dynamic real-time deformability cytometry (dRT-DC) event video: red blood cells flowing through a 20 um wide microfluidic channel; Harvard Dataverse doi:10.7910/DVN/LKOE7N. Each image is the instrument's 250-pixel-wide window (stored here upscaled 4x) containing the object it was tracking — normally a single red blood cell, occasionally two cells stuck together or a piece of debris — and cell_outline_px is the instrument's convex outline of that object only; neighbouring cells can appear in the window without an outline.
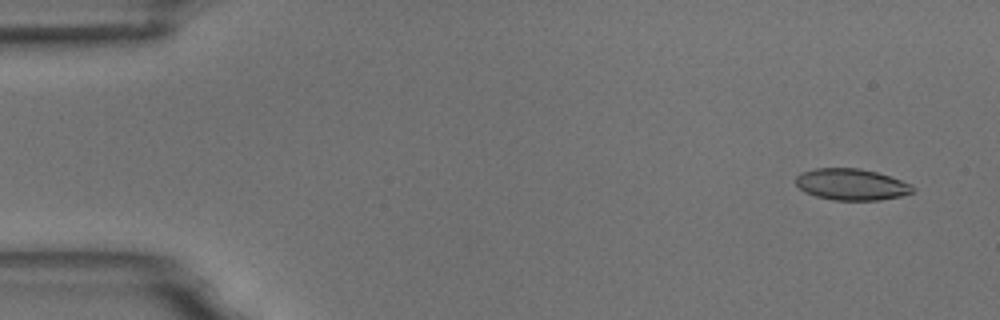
{"species": "common noctule bat (a hibernating species)", "species_latin": "Nyctalus noctula", "temperature_condition": "room temperature", "stored_images_in_passage": 6, "segment_of_instrument_passage": [1, 2], "camera_frame_rate_fps": 3000, "um_per_image_px": 0.085, "animal": {"sex": "male", "body_mass_g": 18.8}, "frame": {"image": 1, "passage_image": 1, "time_ms": 0.0, "image_size_px": [1000, 320], "cell_outline_px": [[916, 188], [912, 192], [900, 196], [880, 200], [836, 200], [816, 196], [804, 192], [796, 184], [796, 176], [800, 172], [816, 168], [860, 168], [876, 172], [912, 184]], "centroid_in_image_um": [72.36, 15.67], "position_along_channel_um": 12.6, "area_um2": 21.39}}